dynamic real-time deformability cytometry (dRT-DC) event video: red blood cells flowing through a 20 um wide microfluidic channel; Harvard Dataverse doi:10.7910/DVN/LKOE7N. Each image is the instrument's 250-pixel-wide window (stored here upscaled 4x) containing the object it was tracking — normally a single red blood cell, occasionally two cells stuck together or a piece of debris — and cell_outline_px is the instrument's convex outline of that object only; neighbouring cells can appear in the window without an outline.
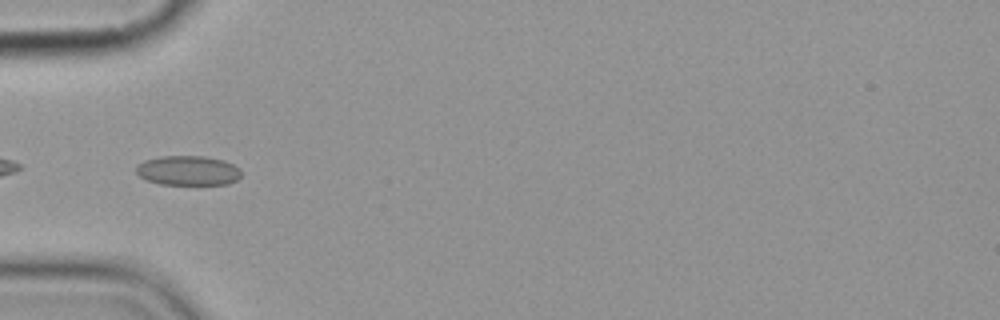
{"species": "common noctule bat (a hibernating species)", "species_latin": "Nyctalus noctula", "temperature_condition": "cold", "stored_images_in_passage": 9, "camera_frame_rate_fps": 3000, "um_per_image_px": 0.085, "animal": {"sex": "female", "body_mass_g": 19.9}, "frame": {"image": 1, "passage_image": 6, "time_ms": 5.667, "image_size_px": [1000, 320], "cell_outline_px": [[240, 176], [236, 180], [228, 184], [160, 184], [148, 180], [140, 176], [136, 172], [136, 164], [144, 160], [160, 156], [204, 156], [224, 160], [240, 168]], "centroid_in_image_um": [15.97, 14.48], "position_along_channel_um": 69.0, "area_um2": 18.15}}
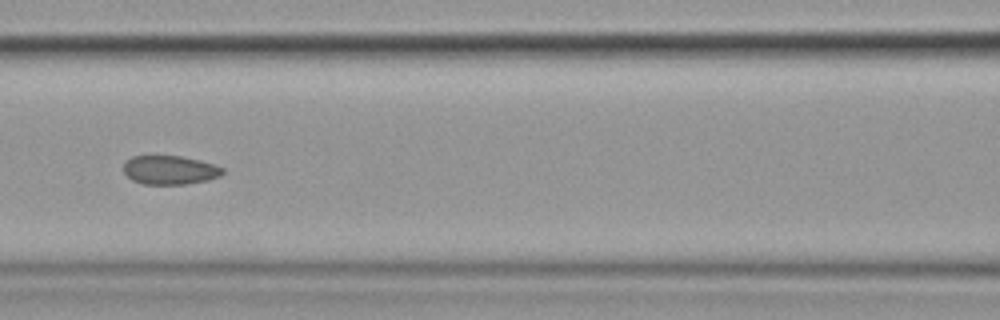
{"frame": {"image": 2, "passage_image": 8, "time_ms": 8.0, "image_size_px": [1000, 320], "cell_outline_px": [[224, 172], [220, 176], [208, 180], [184, 184], [144, 184], [132, 180], [124, 172], [124, 160], [132, 156], [180, 156], [200, 160], [216, 164], [224, 168]], "centroid_in_image_um": [14.45, 14.44], "position_along_channel_um": 152.1, "area_um2": 16.76}}
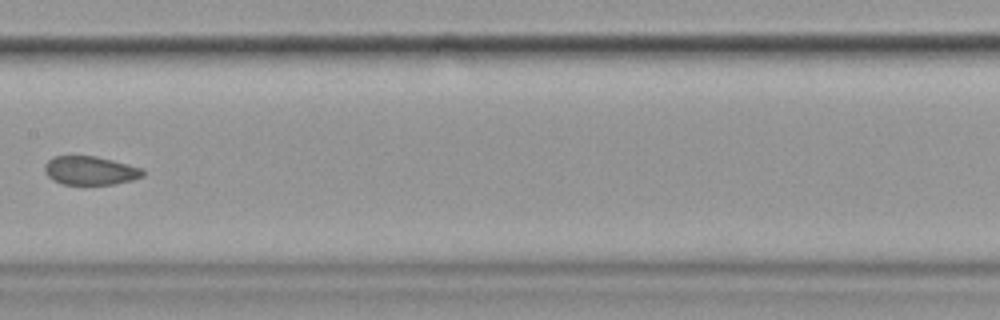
{"frame": {"image": 3, "passage_image": 9, "time_ms": 9.333, "image_size_px": [1000, 320], "cell_outline_px": [[144, 176], [132, 180], [112, 184], [60, 184], [52, 180], [44, 172], [44, 164], [52, 156], [96, 156], [144, 168]], "centroid_in_image_um": [7.65, 14.49], "position_along_channel_um": 199.7, "area_um2": 16.53}}